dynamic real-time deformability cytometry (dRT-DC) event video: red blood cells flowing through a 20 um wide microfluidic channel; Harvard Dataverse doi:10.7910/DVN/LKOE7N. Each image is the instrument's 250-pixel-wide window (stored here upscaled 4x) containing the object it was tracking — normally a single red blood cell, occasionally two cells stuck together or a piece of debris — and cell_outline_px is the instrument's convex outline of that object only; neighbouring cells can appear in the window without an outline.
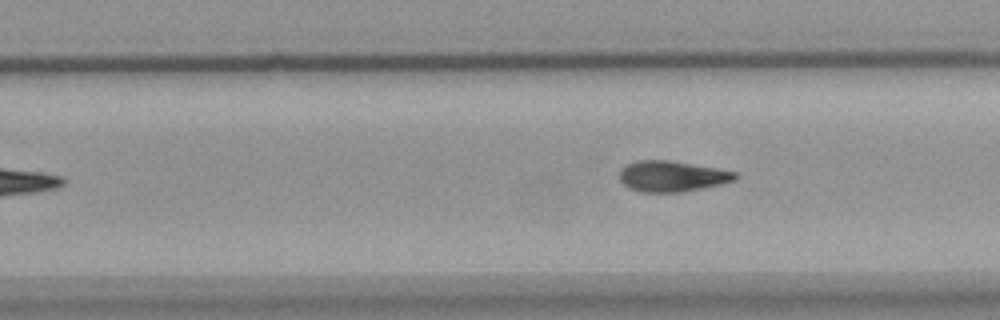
{"species": "common noctule bat (a hibernating species)", "species_latin": "Nyctalus noctula", "temperature_condition": "warm", "stored_images_in_passage": 7, "camera_frame_rate_fps": 3000, "um_per_image_px": 0.085, "animal": {"sex": "female", "body_mass_g": 18.4}, "frame": {"image": 1, "passage_image": 7, "time_ms": 7.333, "image_size_px": [1000, 320], "cell_outline_px": [[740, 176], [736, 180], [720, 184], [684, 192], [640, 192], [628, 188], [620, 180], [620, 168], [624, 164], [636, 160], [668, 160], [716, 168], [736, 172]], "centroid_in_image_um": [57.09, 14.98], "position_along_channel_um": 272.7, "area_um2": 20.92}}